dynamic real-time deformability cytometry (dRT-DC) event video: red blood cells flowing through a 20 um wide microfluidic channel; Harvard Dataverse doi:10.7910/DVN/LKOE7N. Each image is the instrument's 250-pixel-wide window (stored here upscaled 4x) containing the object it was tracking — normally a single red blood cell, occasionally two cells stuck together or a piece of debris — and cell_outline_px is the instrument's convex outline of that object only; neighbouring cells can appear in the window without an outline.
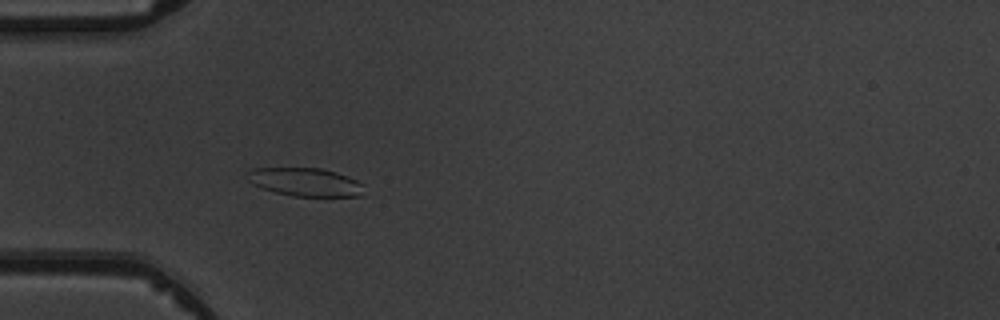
{"species": "common noctule bat (a hibernating species)", "species_latin": "Nyctalus noctula", "temperature_condition": "warm", "stored_images_in_passage": 5, "camera_frame_rate_fps": 3000, "um_per_image_px": 0.085, "animal": {"sex": "male", "body_mass_g": 19.5, "forearm_length_mm": 54.6}, "frame": {"image": 1, "passage_image": 5, "time_ms": 4.333, "image_size_px": [1000, 320], "cell_outline_px": [[364, 184], [360, 196], [292, 196], [276, 192], [252, 184], [244, 176], [244, 172], [252, 168], [320, 168], [336, 172], [348, 176]], "centroid_in_image_um": [25.89, 15.46], "position_along_channel_um": 59.1, "area_um2": 19.31}}